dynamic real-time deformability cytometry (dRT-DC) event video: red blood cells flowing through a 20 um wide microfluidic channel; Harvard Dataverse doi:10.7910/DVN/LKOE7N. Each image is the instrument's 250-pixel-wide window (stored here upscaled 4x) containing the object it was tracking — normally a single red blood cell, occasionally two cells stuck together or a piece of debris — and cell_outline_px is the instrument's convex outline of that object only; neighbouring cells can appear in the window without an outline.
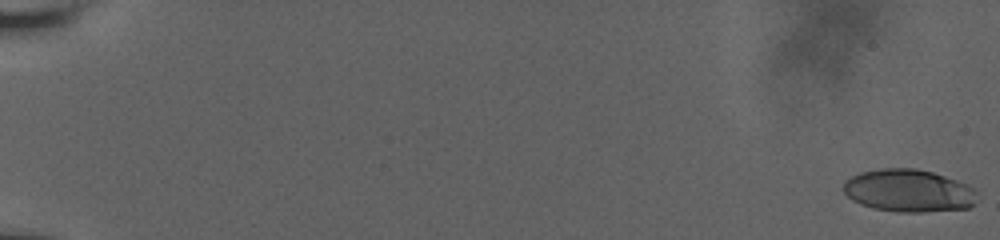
{"species": "human", "species_latin": "Homo sapiens", "temperature_condition": "room temperature", "stored_images_in_passage": 58, "camera_frame_rate_fps": 3000, "um_per_image_px": 0.085, "donor": {"sex": "male"}, "frame": {"image": 1, "passage_image": 1, "time_ms": 0.0, "image_size_px": [1000, 240], "cell_outline_px": [[972, 204], [968, 208], [924, 212], [896, 212], [872, 208], [860, 204], [852, 200], [844, 192], [844, 180], [860, 172], [884, 168], [916, 168], [932, 172], [968, 184], [972, 188]], "centroid_in_image_um": [77.15, 16.21], "position_along_channel_um": 7.8, "area_um2": 32.89}}
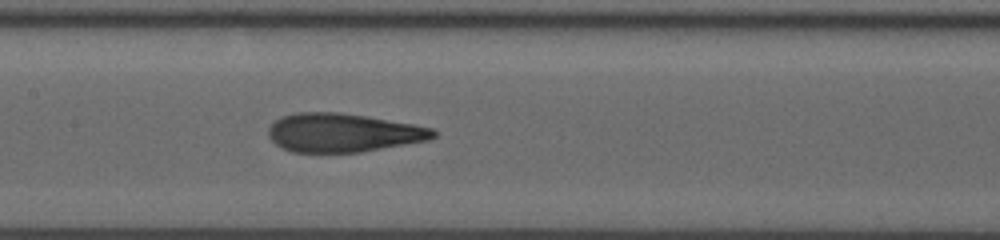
{"frame": {"image": 2, "passage_image": 32, "time_ms": 10.333, "image_size_px": [1000, 240], "cell_outline_px": [[436, 136], [428, 140], [360, 152], [292, 152], [280, 148], [268, 136], [268, 128], [276, 120], [284, 116], [296, 112], [340, 112], [412, 124], [432, 128], [436, 132]], "centroid_in_image_um": [29.12, 11.28], "position_along_channel_um": 178.3, "area_um2": 36.88}}
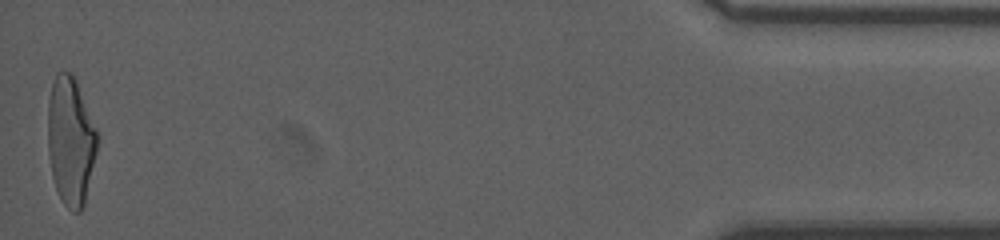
{"frame": {"image": 3, "passage_image": 58, "time_ms": 19.0, "image_size_px": [1000, 240], "cell_outline_px": [[100, 140], [84, 204], [80, 212], [72, 212], [64, 204], [56, 188], [52, 176], [48, 152], [48, 100], [52, 84], [56, 72], [72, 72], [76, 80]], "centroid_in_image_um": [6.01, 11.98], "position_along_channel_um": 429.2, "area_um2": 36.99}, "authors_computed_cell_mechanics": {"area_um2": 36.6452, "velocity_mm_per_s": 3.8411, "shape_relaxation_time_tau1_ms": 8.8917, "shape_relaxation_time_tau2_ms": 1.2763, "deformation_change_tau1": 0.3071, "deformation_change_tau2": 0.1046}}